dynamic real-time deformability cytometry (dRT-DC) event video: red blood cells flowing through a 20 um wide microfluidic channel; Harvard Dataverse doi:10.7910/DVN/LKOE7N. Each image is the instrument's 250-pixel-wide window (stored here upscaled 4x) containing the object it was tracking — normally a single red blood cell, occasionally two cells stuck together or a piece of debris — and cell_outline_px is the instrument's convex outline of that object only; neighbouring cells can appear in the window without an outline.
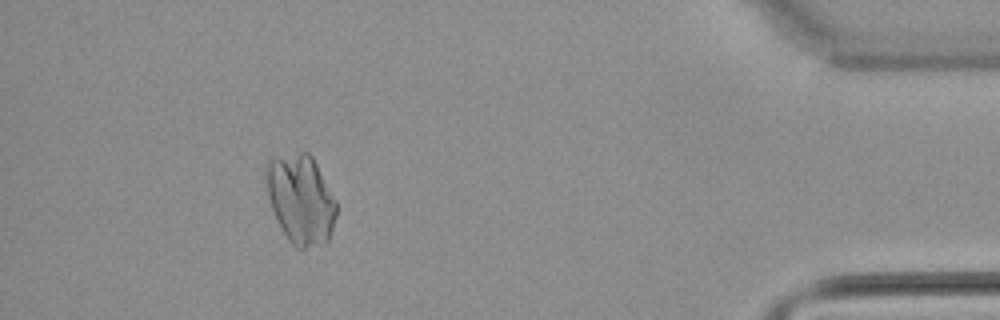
{"species": "common noctule bat (a hibernating species)", "species_latin": "Nyctalus noctula", "temperature_condition": "warm", "stored_images_in_passage": 52, "camera_frame_rate_fps": 3000, "um_per_image_px": 0.085, "animal": {"sex": "male", "body_mass_g": 21.5, "forearm_length_mm": 52.0}, "frame": {"image": 1, "passage_image": 48, "time_ms": 15.667, "image_size_px": [1000, 320], "cell_outline_px": [[336, 216], [328, 240], [324, 244], [304, 248], [296, 248], [288, 240], [272, 208], [268, 196], [268, 164], [272, 160], [300, 152], [308, 152], [312, 156], [336, 200]], "centroid_in_image_um": [25.62, 16.98], "position_along_channel_um": 409.6, "area_um2": 35.55}}